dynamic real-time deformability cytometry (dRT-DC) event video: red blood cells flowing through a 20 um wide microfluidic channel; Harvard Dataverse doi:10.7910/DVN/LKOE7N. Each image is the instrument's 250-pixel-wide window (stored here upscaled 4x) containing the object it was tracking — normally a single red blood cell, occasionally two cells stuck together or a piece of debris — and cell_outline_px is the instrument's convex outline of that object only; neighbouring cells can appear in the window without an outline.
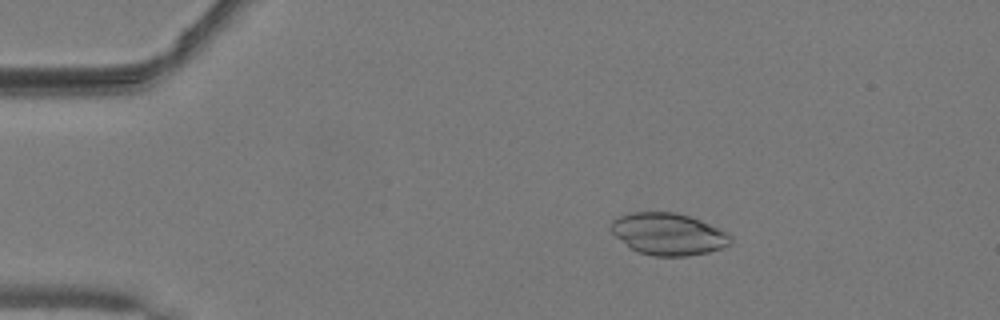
{"species": "common noctule bat (a hibernating species)", "species_latin": "Nyctalus noctula", "temperature_condition": "warm", "stored_images_in_passage": 50, "camera_frame_rate_fps": 3000, "um_per_image_px": 0.085, "animal": {"sex": "male", "body_mass_g": 19.2, "forearm_length_mm": 51.8}, "frame": {"image": 1, "passage_image": 9, "time_ms": 2.667, "image_size_px": [1000, 320], "cell_outline_px": [[732, 240], [724, 248], [708, 252], [688, 256], [652, 256], [640, 252], [632, 248], [616, 236], [608, 228], [612, 220], [616, 216], [628, 212], [676, 212], [700, 220], [728, 232], [732, 236]], "centroid_in_image_um": [56.8, 19.88], "position_along_channel_um": 28.2, "area_um2": 29.36}}
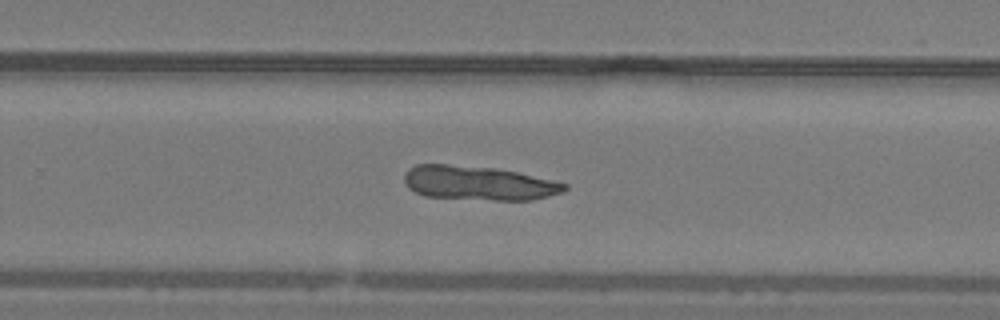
{"frame": {"image": 2, "passage_image": 33, "time_ms": 10.667, "image_size_px": [1000, 320], "cell_outline_px": [[568, 188], [564, 192], [532, 200], [492, 200], [424, 196], [408, 188], [404, 184], [404, 172], [408, 168], [416, 164], [448, 164], [496, 168], [516, 172], [568, 184]], "centroid_in_image_um": [40.64, 15.56], "position_along_channel_um": 289.2, "area_um2": 32.02}}
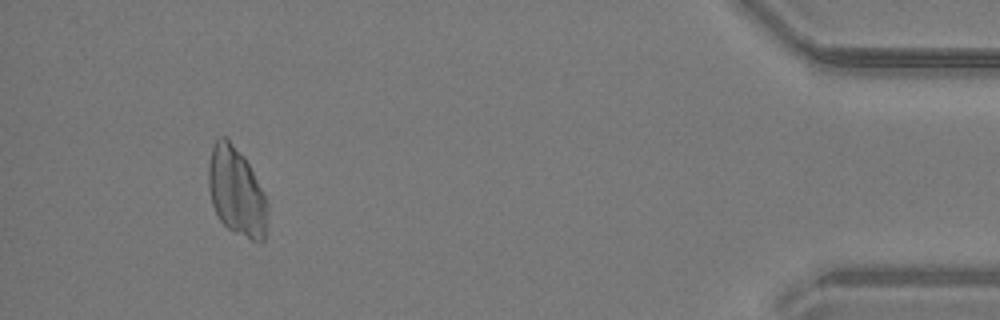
{"frame": {"image": 3, "passage_image": 47, "time_ms": 15.333, "image_size_px": [1000, 320], "cell_outline_px": [[268, 212], [264, 240], [260, 244], [232, 232], [220, 220], [212, 204], [208, 188], [208, 164], [212, 144], [216, 136], [224, 136], [244, 156], [264, 192], [268, 200]], "centroid_in_image_um": [20.1, 16.3], "position_along_channel_um": 415.1, "area_um2": 30.92}}